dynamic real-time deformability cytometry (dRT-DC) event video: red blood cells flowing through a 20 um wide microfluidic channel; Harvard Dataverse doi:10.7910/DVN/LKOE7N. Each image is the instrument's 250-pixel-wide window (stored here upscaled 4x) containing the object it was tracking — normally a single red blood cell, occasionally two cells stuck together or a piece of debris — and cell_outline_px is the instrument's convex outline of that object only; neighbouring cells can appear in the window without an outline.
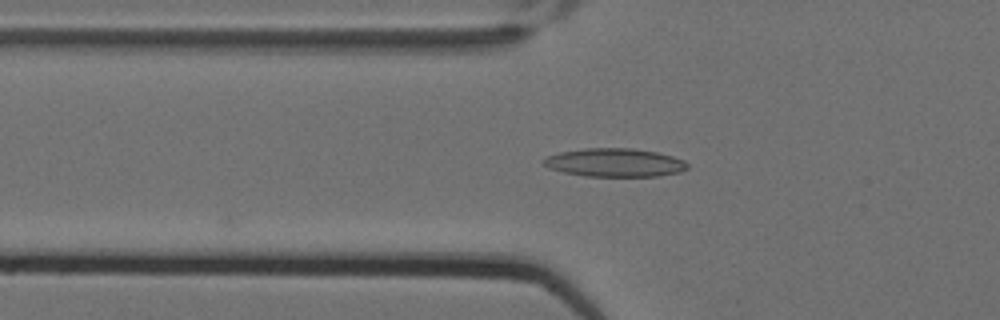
{"species": "Egyptian fruit bat (a non-hibernating species)", "species_latin": "Rousettus aegyptiacus", "temperature_condition": "cold", "stored_images_in_passage": 6, "camera_frame_rate_fps": 3000, "um_per_image_px": 0.085, "animal": {"sex": "female"}, "frame": {"image": 1, "passage_image": 6, "time_ms": 1.667, "image_size_px": [1000, 320], "cell_outline_px": [[688, 168], [680, 172], [656, 176], [584, 176], [564, 172], [548, 168], [540, 160], [548, 156], [560, 152], [584, 148], [632, 148], [656, 152], [672, 156], [684, 160], [688, 164]], "centroid_in_image_um": [52.24, 13.82], "position_along_channel_um": 73.6, "area_um2": 23.81}}